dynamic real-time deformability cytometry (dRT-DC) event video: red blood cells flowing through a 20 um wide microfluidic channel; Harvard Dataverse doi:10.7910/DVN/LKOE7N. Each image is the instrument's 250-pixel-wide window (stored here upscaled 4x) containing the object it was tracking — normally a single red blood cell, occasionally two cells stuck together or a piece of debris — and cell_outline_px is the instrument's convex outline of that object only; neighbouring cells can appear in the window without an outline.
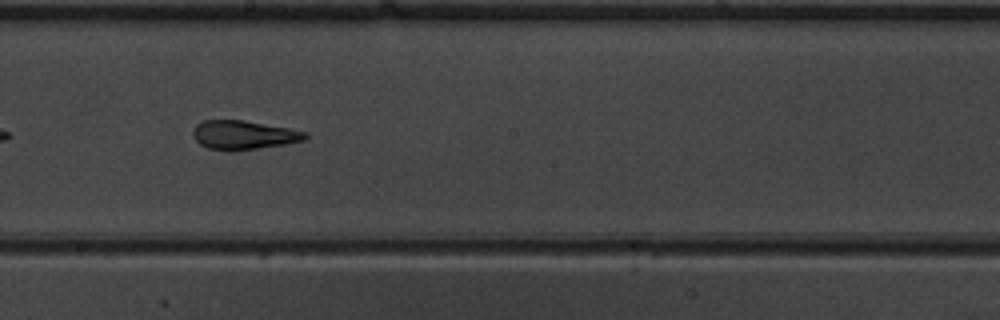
{"species": "common noctule bat (a hibernating species)", "species_latin": "Nyctalus noctula", "temperature_condition": "warm", "stored_images_in_passage": 31, "camera_frame_rate_fps": 3000, "um_per_image_px": 0.085, "animal": {"sex": "male", "body_mass_g": 19.5, "forearm_length_mm": 54.6}, "frame": {"image": 1, "passage_image": 14, "time_ms": 4.333, "image_size_px": [1000, 320], "cell_outline_px": [[308, 136], [304, 140], [284, 144], [232, 152], [228, 152], [208, 148], [200, 144], [192, 136], [192, 132], [196, 124], [204, 120], [244, 120], [288, 128], [308, 132]], "centroid_in_image_um": [20.67, 11.48], "position_along_channel_um": 227.5, "area_um2": 19.07}, "authors_computed_cell_mechanics": {"area_um2": 18.6116, "velocity_mm_per_s": 3.9518, "shape_relaxation_time_tau1_ms": 8.2771, "shape_relaxation_time_tau2_ms": 1.8967, "deformation_change_tau1": 0.2352, "deformation_change_tau2": 0.1199}}